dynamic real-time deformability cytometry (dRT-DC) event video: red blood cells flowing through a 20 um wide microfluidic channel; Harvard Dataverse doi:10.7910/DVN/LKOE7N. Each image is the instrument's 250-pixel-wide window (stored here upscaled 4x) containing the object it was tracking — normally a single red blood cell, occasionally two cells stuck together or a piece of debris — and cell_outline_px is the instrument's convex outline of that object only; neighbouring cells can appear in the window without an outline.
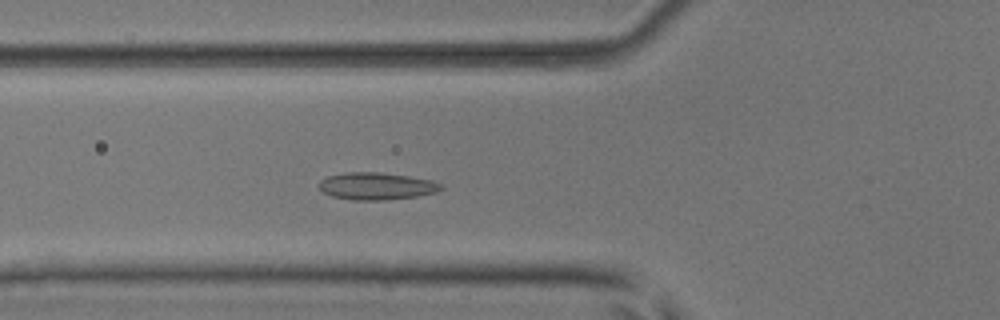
{"species": "common noctule bat (a hibernating species)", "species_latin": "Nyctalus noctula", "temperature_condition": "room temperature", "stored_images_in_passage": 50, "camera_frame_rate_fps": 3000, "um_per_image_px": 0.085, "animal": {"sex": "male", "body_mass_g": 17.9, "forearm_length_mm": 54.2}, "frame": {"image": 1, "passage_image": 17, "time_ms": 5.333, "image_size_px": [1000, 320], "cell_outline_px": [[444, 188], [436, 192], [416, 196], [384, 200], [352, 200], [332, 196], [324, 192], [320, 188], [320, 180], [328, 176], [348, 172], [380, 172], [408, 176], [432, 180], [444, 184]], "centroid_in_image_um": [32.04, 15.82], "position_along_channel_um": 93.8, "area_um2": 19.31}}
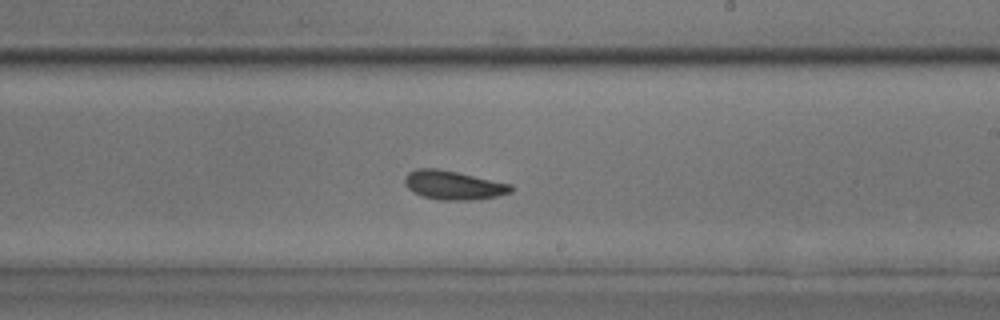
{"frame": {"image": 2, "passage_image": 29, "time_ms": 9.333, "image_size_px": [1000, 320], "cell_outline_px": [[512, 192], [496, 196], [472, 200], [440, 200], [420, 196], [412, 192], [404, 184], [404, 176], [408, 172], [416, 168], [436, 168], [456, 172], [512, 184]], "centroid_in_image_um": [38.48, 15.74], "position_along_channel_um": 250.5, "area_um2": 17.98}}
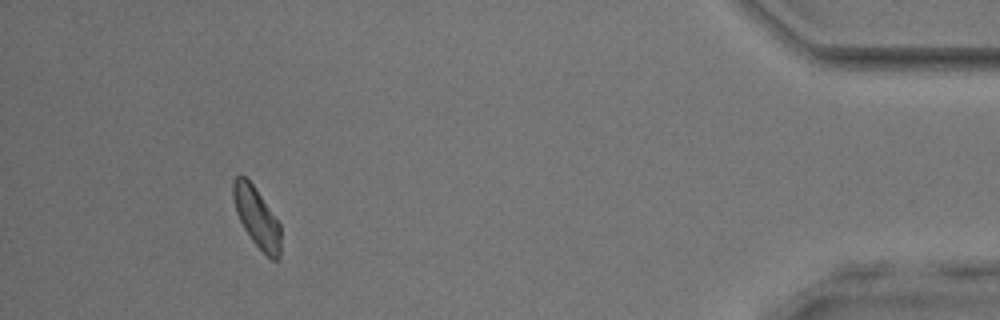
{"frame": {"image": 3, "passage_image": 46, "time_ms": 15.0, "image_size_px": [1000, 320], "cell_outline_px": [[280, 256], [276, 260], [272, 260], [252, 240], [244, 228], [236, 212], [232, 196], [232, 180], [236, 176], [244, 176], [252, 184], [280, 224]], "centroid_in_image_um": [21.8, 18.46], "position_along_channel_um": 413.4, "area_um2": 16.24}, "authors_computed_cell_mechanics": {"area_um2": 17.6868, "velocity_mm_per_s": 3.9291, "shape_relaxation_time_tau1_ms": 7.0115, "shape_relaxation_time_tau2_ms": 2.1297, "deformation_change_tau1": 0.0992, "deformation_change_tau2": 0.0592}}